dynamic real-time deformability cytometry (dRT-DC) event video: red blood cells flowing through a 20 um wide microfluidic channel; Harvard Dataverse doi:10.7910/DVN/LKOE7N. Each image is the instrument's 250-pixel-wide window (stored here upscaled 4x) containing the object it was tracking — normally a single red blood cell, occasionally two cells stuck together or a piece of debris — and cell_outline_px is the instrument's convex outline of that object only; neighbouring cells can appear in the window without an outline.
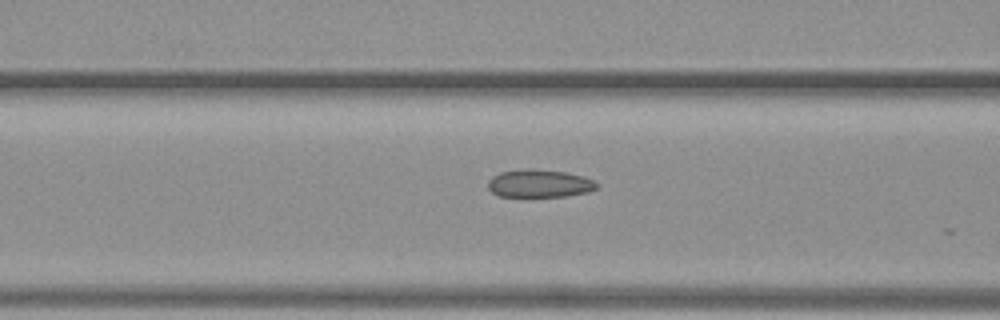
{"species": "common noctule bat (a hibernating species)", "species_latin": "Nyctalus noctula", "temperature_condition": "warm", "stored_images_in_passage": 16, "camera_frame_rate_fps": 3000, "um_per_image_px": 0.085, "animal": {"sex": "female", "body_mass_g": 19.3, "forearm_length_mm": 54.1}, "frame": {"image": 1, "passage_image": 14, "time_ms": 4.333, "image_size_px": [1000, 320], "cell_outline_px": [[600, 184], [596, 188], [588, 192], [568, 196], [500, 196], [492, 192], [488, 188], [488, 180], [492, 176], [500, 172], [532, 168], [564, 172], [584, 176], [596, 180]], "centroid_in_image_um": [45.89, 15.59], "position_along_channel_um": 120.7, "area_um2": 17.74}}